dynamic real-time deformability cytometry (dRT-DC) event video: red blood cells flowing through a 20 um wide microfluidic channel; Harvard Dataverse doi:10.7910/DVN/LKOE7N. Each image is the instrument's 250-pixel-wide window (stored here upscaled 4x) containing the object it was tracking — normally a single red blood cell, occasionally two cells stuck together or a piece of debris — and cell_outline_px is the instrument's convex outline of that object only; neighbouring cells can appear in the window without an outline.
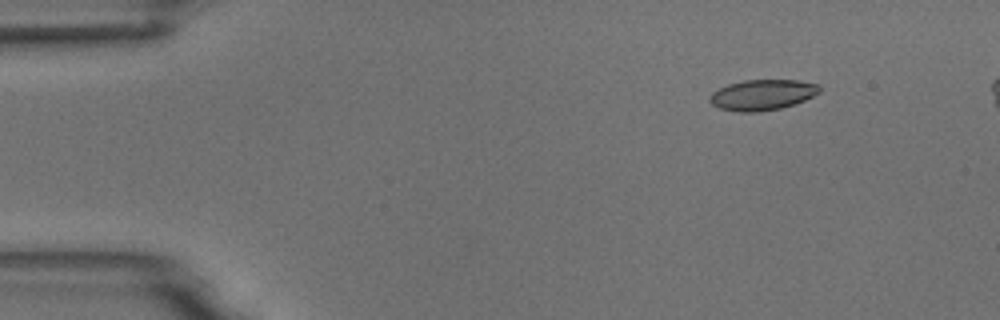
{"species": "common noctule bat (a hibernating species)", "species_latin": "Nyctalus noctula", "temperature_condition": "room temperature", "stored_images_in_passage": 8, "camera_frame_rate_fps": 3000, "um_per_image_px": 0.085, "animal": {"sex": "male", "body_mass_g": 18.8}, "frame": {"image": 1, "passage_image": 2, "time_ms": 1.0, "image_size_px": [1000, 320], "cell_outline_px": [[820, 92], [804, 100], [780, 108], [756, 112], [740, 112], [720, 108], [712, 104], [708, 100], [708, 96], [712, 92], [728, 84], [744, 80], [800, 80], [820, 84]], "centroid_in_image_um": [64.79, 8.05], "position_along_channel_um": 20.2, "area_um2": 19.54}}